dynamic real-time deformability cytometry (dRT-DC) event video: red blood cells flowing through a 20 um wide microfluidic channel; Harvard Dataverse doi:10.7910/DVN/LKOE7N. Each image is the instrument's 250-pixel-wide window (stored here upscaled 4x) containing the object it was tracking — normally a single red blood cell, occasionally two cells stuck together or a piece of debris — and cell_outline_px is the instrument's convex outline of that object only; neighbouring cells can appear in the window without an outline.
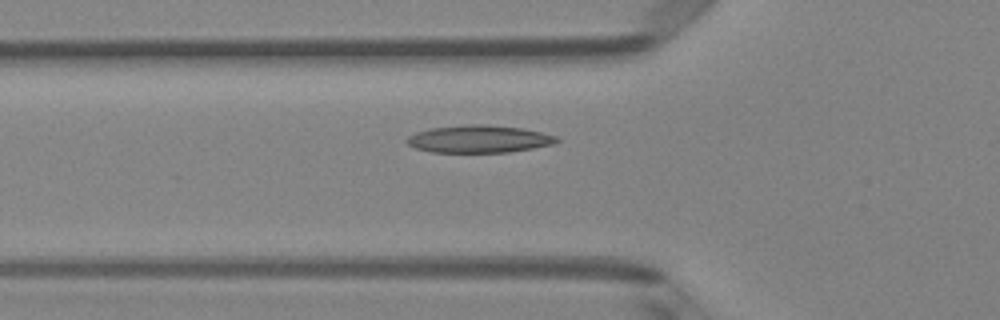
{"species": "Egyptian fruit bat (a non-hibernating species)", "species_latin": "Rousettus aegyptiacus", "temperature_condition": "room temperature", "stored_images_in_passage": 33, "camera_frame_rate_fps": 3000, "um_per_image_px": 0.085, "animal": {"sex": "female"}, "frame": {"image": 1, "passage_image": 4, "time_ms": 1.0, "image_size_px": [1000, 320], "cell_outline_px": [[560, 140], [552, 144], [532, 148], [508, 152], [432, 152], [416, 148], [408, 144], [404, 140], [408, 136], [416, 132], [432, 128], [468, 124], [488, 124], [524, 128], [556, 136]], "centroid_in_image_um": [40.7, 11.81], "position_along_channel_um": 85.1, "area_um2": 23.93}}
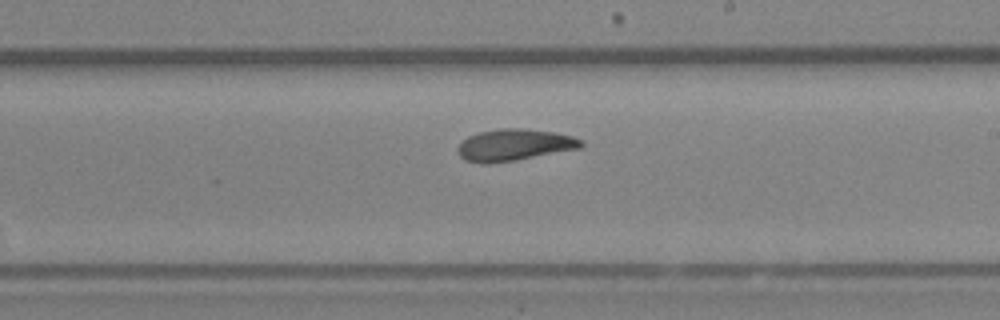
{"frame": {"image": 2, "passage_image": 16, "time_ms": 5.0, "image_size_px": [1000, 320], "cell_outline_px": [[584, 144], [580, 148], [516, 160], [488, 164], [484, 164], [464, 160], [460, 156], [456, 148], [468, 136], [480, 132], [504, 128], [520, 128], [552, 132], [572, 136], [580, 140]], "centroid_in_image_um": [43.68, 12.33], "position_along_channel_um": 245.3, "area_um2": 22.54}}
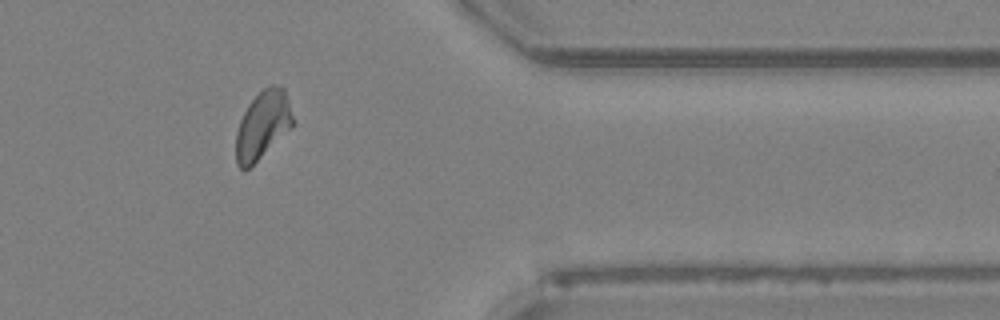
{"frame": {"image": 3, "passage_image": 28, "time_ms": 9.0, "image_size_px": [1000, 320], "cell_outline_px": [[292, 128], [244, 172], [236, 164], [236, 132], [240, 120], [248, 104], [268, 84], [280, 84], [284, 88], [288, 100], [292, 116]], "centroid_in_image_um": [22.31, 10.62], "position_along_channel_um": 389.1, "area_um2": 22.43}}